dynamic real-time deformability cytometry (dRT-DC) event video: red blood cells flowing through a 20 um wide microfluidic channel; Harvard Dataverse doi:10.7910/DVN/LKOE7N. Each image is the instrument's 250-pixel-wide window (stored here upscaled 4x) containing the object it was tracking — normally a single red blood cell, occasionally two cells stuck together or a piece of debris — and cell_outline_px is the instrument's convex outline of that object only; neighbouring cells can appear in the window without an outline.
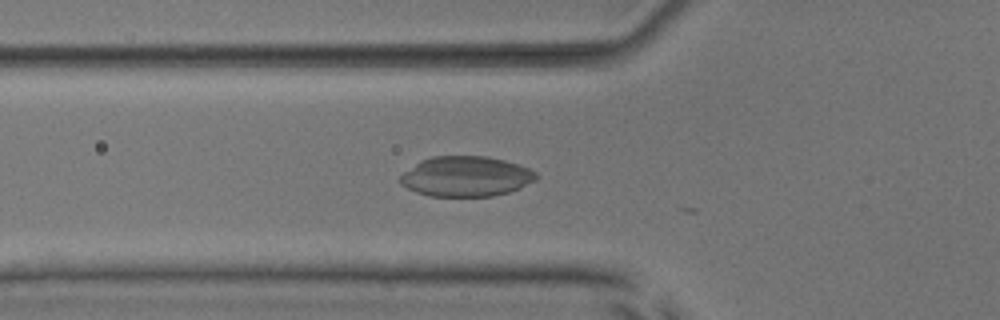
{"species": "common noctule bat (a hibernating species)", "species_latin": "Nyctalus noctula", "temperature_condition": "room temperature", "stored_images_in_passage": 4, "camera_frame_rate_fps": 3000, "um_per_image_px": 0.085, "animal": {"sex": "male", "body_mass_g": 17.9, "forearm_length_mm": 54.2}, "frame": {"image": 1, "passage_image": 2, "time_ms": 0.333, "image_size_px": [1000, 320], "cell_outline_px": [[540, 176], [536, 180], [520, 188], [508, 192], [492, 196], [428, 196], [416, 192], [400, 184], [400, 176], [404, 172], [420, 160], [432, 156], [488, 156], [504, 160], [528, 168], [536, 172]], "centroid_in_image_um": [39.61, 14.99], "position_along_channel_um": 86.2, "area_um2": 31.91}}